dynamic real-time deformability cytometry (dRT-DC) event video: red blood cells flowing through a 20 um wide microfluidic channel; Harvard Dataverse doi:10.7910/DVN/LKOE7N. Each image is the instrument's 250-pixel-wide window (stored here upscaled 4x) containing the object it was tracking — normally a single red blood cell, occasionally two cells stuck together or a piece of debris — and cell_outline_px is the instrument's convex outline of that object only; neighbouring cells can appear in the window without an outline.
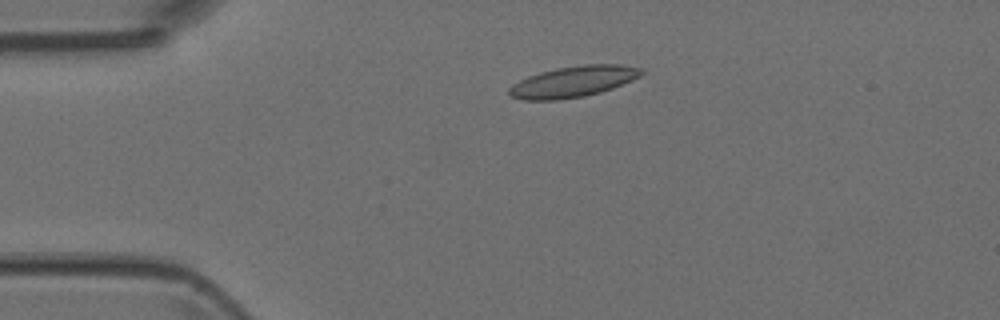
{"species": "Egyptian fruit bat (a non-hibernating species)", "species_latin": "Rousettus aegyptiacus", "temperature_condition": "room temperature", "stored_images_in_passage": 4, "camera_frame_rate_fps": 3000, "um_per_image_px": 0.085, "animal": {"sex": "female"}, "frame": {"image": 1, "passage_image": 3, "time_ms": 0.667, "image_size_px": [1000, 320], "cell_outline_px": [[644, 72], [640, 76], [632, 80], [612, 88], [600, 92], [584, 96], [560, 100], [520, 100], [508, 96], [508, 88], [512, 84], [528, 76], [540, 72], [556, 68], [584, 64], [624, 64], [644, 68]], "centroid_in_image_um": [48.71, 6.94], "position_along_channel_um": 36.3, "area_um2": 24.22}}